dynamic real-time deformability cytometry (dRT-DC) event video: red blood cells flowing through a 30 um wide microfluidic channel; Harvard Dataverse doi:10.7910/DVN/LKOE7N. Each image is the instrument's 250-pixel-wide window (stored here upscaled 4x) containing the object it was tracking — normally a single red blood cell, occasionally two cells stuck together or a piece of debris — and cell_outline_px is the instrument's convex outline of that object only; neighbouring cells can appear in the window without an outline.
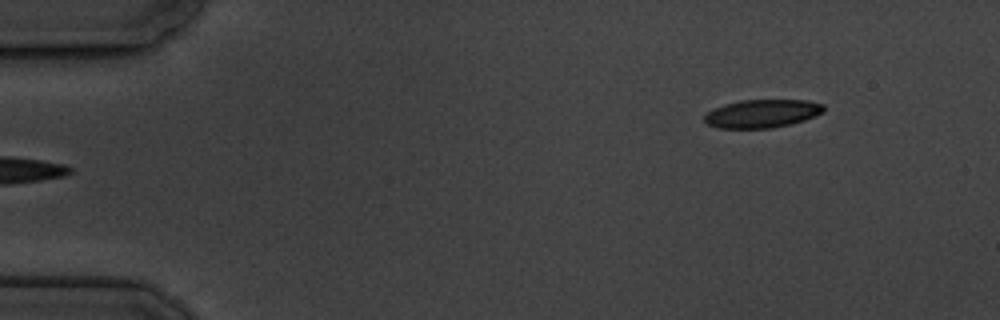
{"species": "common noctule bat (a hibernating species)", "species_latin": "Nyctalus noctula", "temperature_condition": "cold", "stored_images_in_passage": 6, "segment_of_instrument_passage": [2, 2], "camera_frame_rate_fps": 3000, "um_per_image_px": 0.085, "animal": {"sex": "male", "body_mass_g": 19.5, "forearm_length_mm": 54.6}, "frame": {"image": 1, "passage_image": 6, "time_ms": 5.667, "image_size_px": [1000, 320], "cell_outline_px": [[824, 112], [816, 116], [792, 124], [772, 128], [716, 128], [708, 124], [704, 120], [704, 116], [708, 112], [724, 104], [740, 100], [808, 100], [824, 104]], "centroid_in_image_um": [64.81, 9.65], "position_along_channel_um": 20.2, "area_um2": 19.71}}